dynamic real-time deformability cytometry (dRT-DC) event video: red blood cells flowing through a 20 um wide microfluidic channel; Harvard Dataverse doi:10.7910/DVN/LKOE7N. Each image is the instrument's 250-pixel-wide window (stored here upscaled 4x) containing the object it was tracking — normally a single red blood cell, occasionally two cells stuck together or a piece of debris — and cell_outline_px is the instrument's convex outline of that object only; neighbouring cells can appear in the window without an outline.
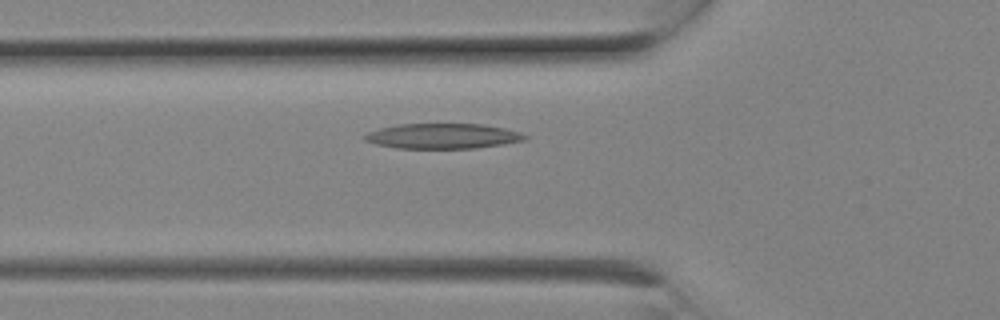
{"species": "Egyptian fruit bat (a non-hibernating species)", "species_latin": "Rousettus aegyptiacus", "temperature_condition": "room temperature", "stored_images_in_passage": 7, "camera_frame_rate_fps": 3000, "um_per_image_px": 0.085, "animal": {"sex": "female"}, "frame": {"image": 1, "passage_image": 7, "time_ms": 2.0, "image_size_px": [1000, 320], "cell_outline_px": [[528, 136], [524, 140], [476, 148], [396, 148], [376, 144], [364, 140], [360, 136], [368, 132], [380, 128], [400, 124], [484, 124], [504, 128], [520, 132]], "centroid_in_image_um": [37.59, 11.56], "position_along_channel_um": 88.2, "area_um2": 23.41}}